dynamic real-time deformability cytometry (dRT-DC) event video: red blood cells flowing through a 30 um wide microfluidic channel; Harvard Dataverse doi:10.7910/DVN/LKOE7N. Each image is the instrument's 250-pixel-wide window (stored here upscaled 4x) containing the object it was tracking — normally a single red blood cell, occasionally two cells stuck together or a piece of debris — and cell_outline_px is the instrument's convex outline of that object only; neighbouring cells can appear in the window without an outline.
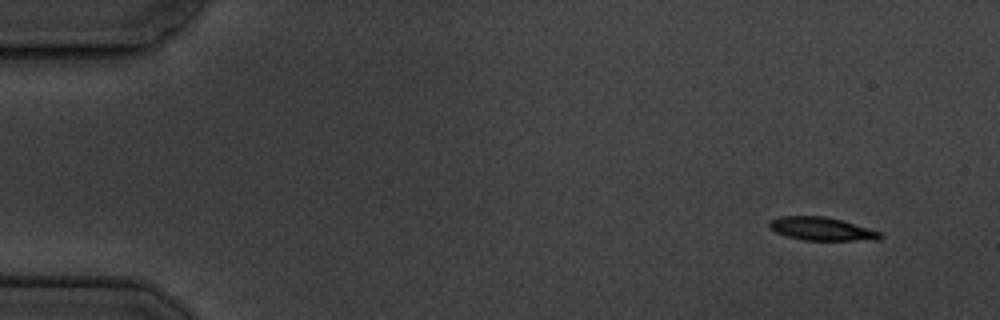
{"species": "common noctule bat (a hibernating species)", "species_latin": "Nyctalus noctula", "temperature_condition": "cold", "stored_images_in_passage": 7, "camera_frame_rate_fps": 3000, "um_per_image_px": 0.085, "animal": {"sex": "male", "body_mass_g": 19.5, "forearm_length_mm": 54.6}, "frame": {"image": 1, "passage_image": 1, "time_ms": 0.0, "image_size_px": [1000, 320], "cell_outline_px": [[884, 236], [880, 240], [804, 240], [788, 236], [776, 232], [768, 228], [768, 220], [780, 216], [824, 216], [840, 220], [868, 228], [880, 232]], "centroid_in_image_um": [69.81, 19.45], "position_along_channel_um": 15.2, "area_um2": 14.97}}
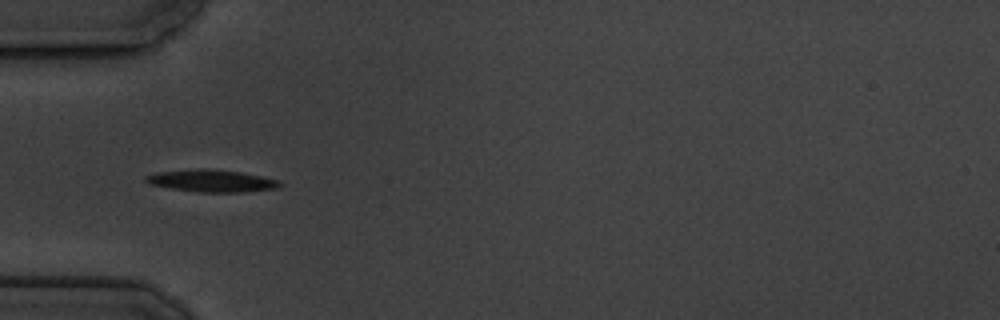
{"frame": {"image": 2, "passage_image": 5, "time_ms": 4.667, "image_size_px": [1000, 320], "cell_outline_px": [[284, 184], [280, 188], [244, 192], [200, 192], [172, 188], [148, 184], [144, 180], [144, 176], [156, 172], [200, 168], [208, 168], [240, 172], [280, 180]], "centroid_in_image_um": [18.01, 15.37], "position_along_channel_um": 67.0, "area_um2": 17.51}}